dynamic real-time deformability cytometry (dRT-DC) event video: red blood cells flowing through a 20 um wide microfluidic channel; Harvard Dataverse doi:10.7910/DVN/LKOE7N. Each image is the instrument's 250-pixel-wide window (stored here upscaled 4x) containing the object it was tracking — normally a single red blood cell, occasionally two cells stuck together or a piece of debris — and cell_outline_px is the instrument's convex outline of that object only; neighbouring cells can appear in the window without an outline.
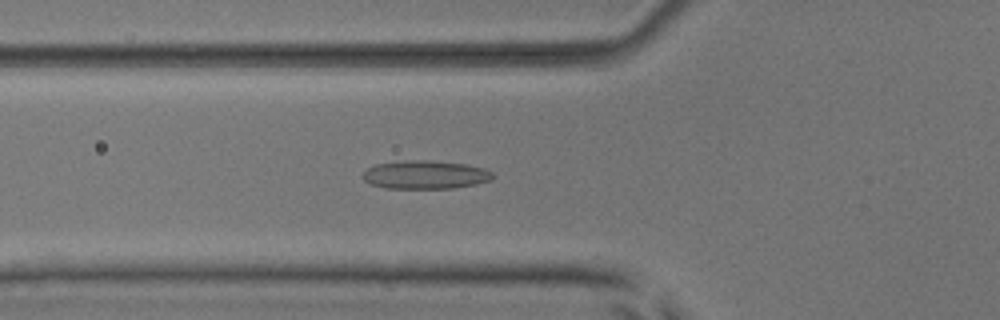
{"species": "common noctule bat (a hibernating species)", "species_latin": "Nyctalus noctula", "temperature_condition": "room temperature", "stored_images_in_passage": 46, "camera_frame_rate_fps": 3000, "um_per_image_px": 0.085, "animal": {"sex": "male", "body_mass_g": 17.9, "forearm_length_mm": 54.2}, "frame": {"image": 1, "passage_image": 12, "time_ms": 3.667, "image_size_px": [1000, 320], "cell_outline_px": [[492, 180], [476, 184], [452, 188], [384, 188], [372, 184], [364, 180], [360, 176], [368, 168], [376, 164], [404, 160], [428, 160], [464, 164], [484, 168], [492, 172]], "centroid_in_image_um": [36.13, 14.85], "position_along_channel_um": 89.7, "area_um2": 21.44}}
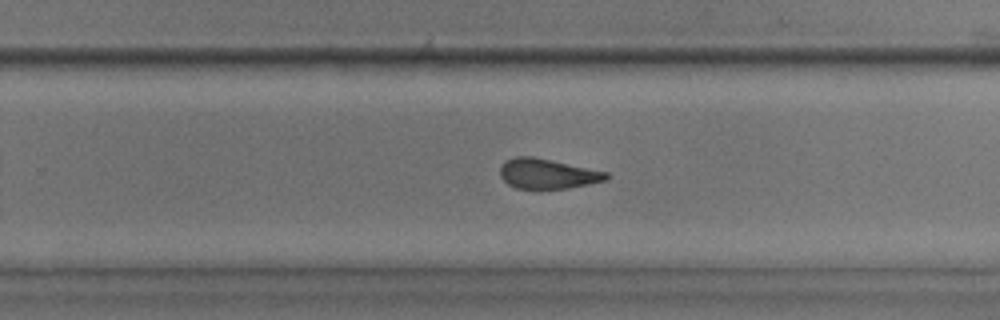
{"frame": {"image": 2, "passage_image": 27, "time_ms": 8.667, "image_size_px": [1000, 320], "cell_outline_px": [[608, 176], [604, 180], [588, 184], [568, 188], [540, 192], [516, 188], [508, 184], [500, 176], [500, 168], [504, 160], [516, 156], [532, 156], [608, 172]], "centroid_in_image_um": [46.47, 14.81], "position_along_channel_um": 283.3, "area_um2": 19.07}}
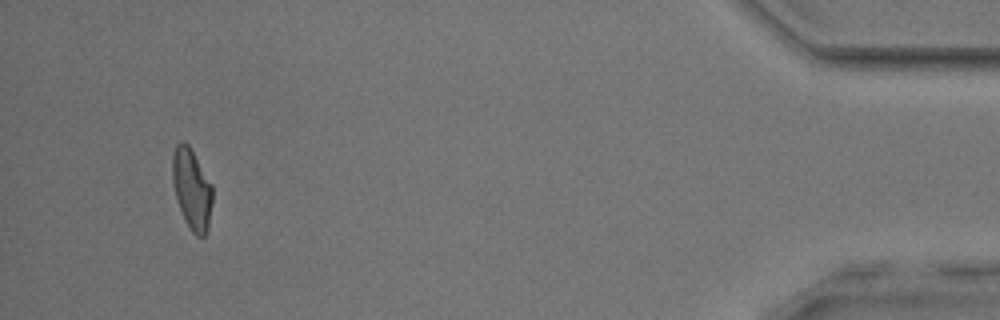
{"frame": {"image": 3, "passage_image": 43, "time_ms": 14.0, "image_size_px": [1000, 320], "cell_outline_px": [[212, 204], [208, 228], [204, 236], [196, 236], [188, 228], [184, 220], [176, 196], [172, 180], [172, 156], [176, 144], [180, 140], [184, 140], [188, 144], [212, 184]], "centroid_in_image_um": [16.3, 16.06], "position_along_channel_um": 418.9, "area_um2": 18.9}, "authors_computed_cell_mechanics": {"area_um2": 19.652, "velocity_mm_per_s": 3.8797, "shape_relaxation_time_tau1_ms": null, "shape_relaxation_time_tau2_ms": 1.9653, "deformation_change_tau1": null, "deformation_change_tau2": 0.104}}